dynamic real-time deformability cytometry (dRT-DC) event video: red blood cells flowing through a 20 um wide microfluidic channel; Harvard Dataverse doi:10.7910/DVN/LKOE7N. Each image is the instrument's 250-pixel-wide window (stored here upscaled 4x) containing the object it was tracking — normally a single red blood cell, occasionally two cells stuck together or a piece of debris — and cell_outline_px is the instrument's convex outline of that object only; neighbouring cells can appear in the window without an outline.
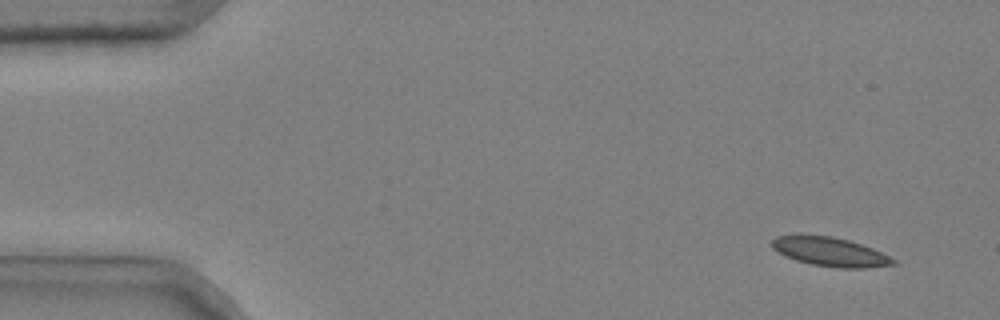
{"species": "common noctule bat (a hibernating species)", "species_latin": "Nyctalus noctula", "temperature_condition": "cold", "stored_images_in_passage": 4, "camera_frame_rate_fps": 3000, "um_per_image_px": 0.085, "animal": {"sex": "male", "body_mass_g": 20.4}, "frame": {"image": 1, "passage_image": 1, "time_ms": 0.0, "image_size_px": [1000, 320], "cell_outline_px": [[900, 264], [864, 268], [836, 268], [812, 264], [796, 260], [784, 256], [772, 248], [772, 240], [776, 236], [796, 232], [800, 232], [832, 236], [848, 240], [872, 248], [896, 260]], "centroid_in_image_um": [70.49, 21.37], "position_along_channel_um": 14.5, "area_um2": 21.1}}
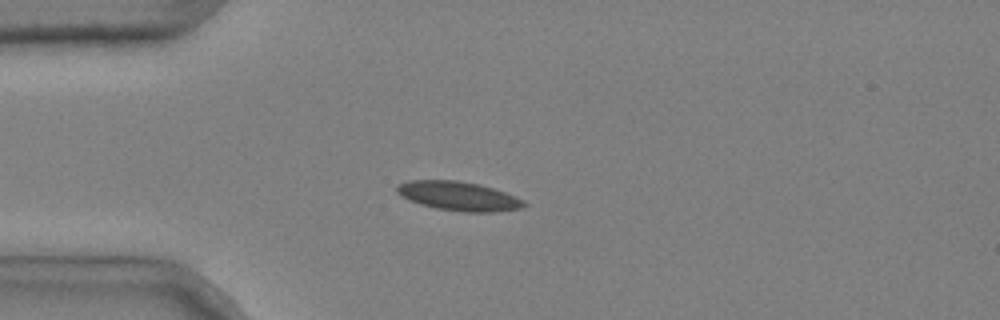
{"frame": {"image": 2, "passage_image": 4, "time_ms": 1.0, "image_size_px": [1000, 320], "cell_outline_px": [[528, 204], [524, 208], [492, 212], [464, 212], [436, 208], [420, 204], [400, 196], [396, 192], [396, 184], [408, 180], [456, 180], [480, 184], [504, 192], [524, 200]], "centroid_in_image_um": [38.96, 16.66], "position_along_channel_um": 46.0, "area_um2": 21.68}}